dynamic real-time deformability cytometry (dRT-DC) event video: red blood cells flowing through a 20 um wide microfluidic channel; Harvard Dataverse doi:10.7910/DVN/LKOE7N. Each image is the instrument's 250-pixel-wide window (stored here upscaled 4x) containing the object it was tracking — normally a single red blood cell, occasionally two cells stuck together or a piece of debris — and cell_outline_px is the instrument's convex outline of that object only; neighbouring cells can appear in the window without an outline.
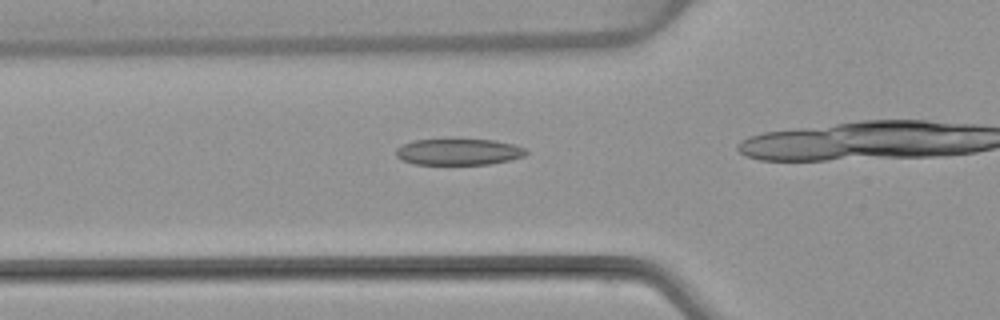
{"species": "common noctule bat (a hibernating species)", "species_latin": "Nyctalus noctula", "temperature_condition": "warm", "stored_images_in_passage": 22, "camera_frame_rate_fps": 3000, "um_per_image_px": 0.085, "animal": {"sex": "female", "body_mass_g": 22.7, "forearm_length_mm": 54.2}, "frame": {"image": 1, "passage_image": 13, "time_ms": 4.0, "image_size_px": [1000, 320], "cell_outline_px": [[528, 152], [524, 156], [508, 160], [488, 164], [412, 164], [400, 160], [396, 156], [396, 148], [404, 144], [416, 140], [496, 140], [512, 144], [524, 148]], "centroid_in_image_um": [38.95, 12.92], "position_along_channel_um": 86.8, "area_um2": 19.71}}